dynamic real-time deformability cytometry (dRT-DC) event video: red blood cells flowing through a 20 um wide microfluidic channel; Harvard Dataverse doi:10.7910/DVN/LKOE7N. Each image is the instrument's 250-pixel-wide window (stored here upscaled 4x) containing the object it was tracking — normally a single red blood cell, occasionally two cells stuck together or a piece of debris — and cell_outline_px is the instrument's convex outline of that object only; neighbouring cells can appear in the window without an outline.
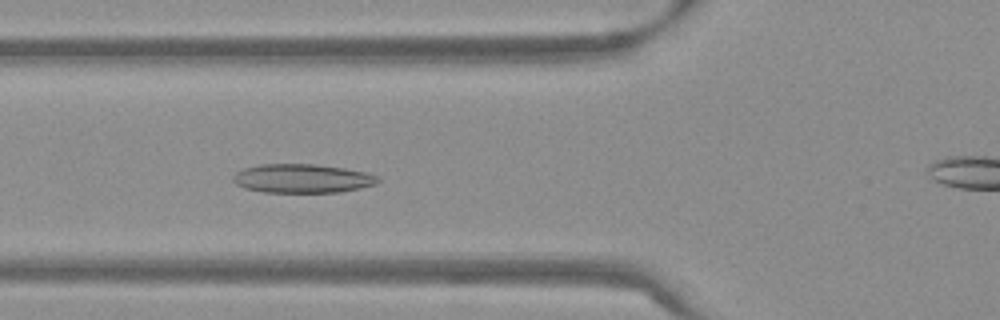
{"species": "Egyptian fruit bat (a non-hibernating species)", "species_latin": "Rousettus aegyptiacus", "temperature_condition": "warm", "stored_images_in_passage": 54, "camera_frame_rate_fps": 3000, "um_per_image_px": 0.085, "frame": {"image": 1, "passage_image": 20, "time_ms": 6.333, "image_size_px": [1000, 320], "cell_outline_px": [[380, 180], [376, 184], [360, 188], [340, 192], [264, 192], [244, 188], [236, 184], [232, 180], [232, 176], [236, 172], [244, 168], [260, 164], [316, 164], [344, 168], [364, 172], [376, 176]], "centroid_in_image_um": [25.66, 15.17], "position_along_channel_um": 100.1, "area_um2": 24.33}}
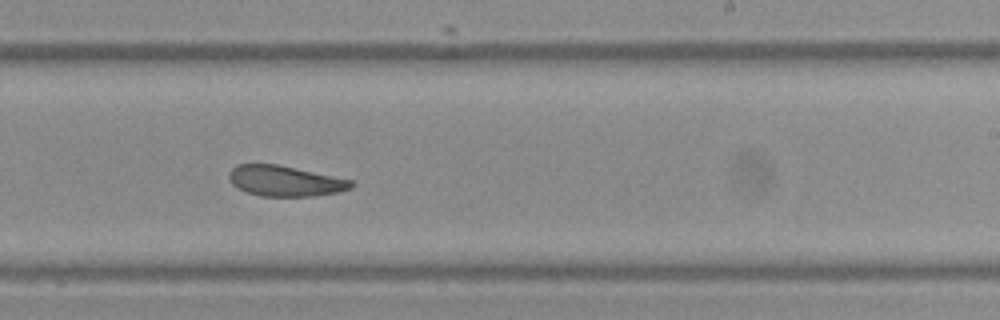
{"frame": {"image": 2, "passage_image": 33, "time_ms": 10.667, "image_size_px": [1000, 320], "cell_outline_px": [[356, 184], [352, 188], [340, 192], [312, 196], [260, 196], [248, 192], [232, 184], [228, 176], [228, 172], [236, 164], [276, 164], [352, 180]], "centroid_in_image_um": [24.24, 15.38], "position_along_channel_um": 264.8, "area_um2": 21.68}}
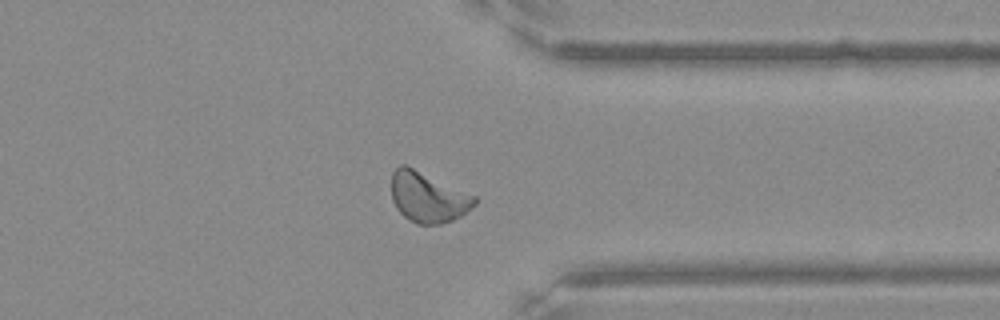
{"frame": {"image": 3, "passage_image": 42, "time_ms": 13.667, "image_size_px": [1000, 320], "cell_outline_px": [[476, 204], [472, 208], [460, 216], [452, 220], [440, 224], [416, 224], [408, 220], [396, 208], [392, 200], [392, 172], [400, 164], [404, 164], [476, 196]], "centroid_in_image_um": [36.36, 16.78], "position_along_channel_um": 375.0, "area_um2": 24.22}, "authors_computed_cell_mechanics": {"area_um2": 23.6113, "velocity_mm_per_s": 3.7933, "shape_relaxation_time_tau1_ms": null, "shape_relaxation_time_tau2_ms": 9.5321, "deformation_change_tau1": null, "deformation_change_tau2": 0.1669}}